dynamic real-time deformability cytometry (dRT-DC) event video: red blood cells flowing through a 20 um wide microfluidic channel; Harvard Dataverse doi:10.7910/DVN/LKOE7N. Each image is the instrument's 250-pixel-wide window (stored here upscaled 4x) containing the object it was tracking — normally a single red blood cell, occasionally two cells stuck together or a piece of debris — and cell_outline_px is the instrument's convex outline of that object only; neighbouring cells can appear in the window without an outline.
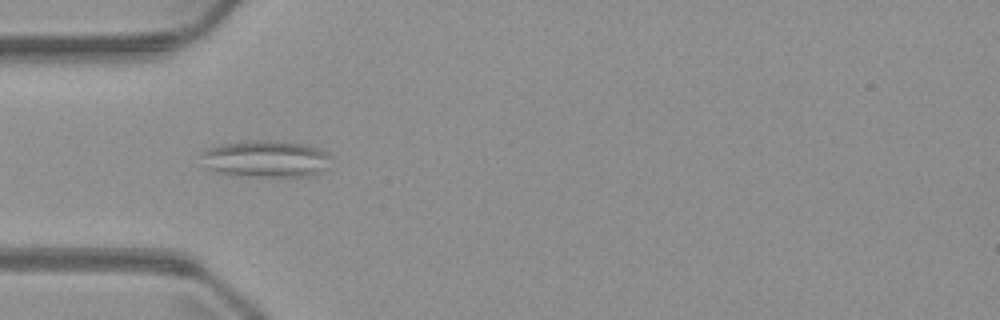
{"species": "common noctule bat (a hibernating species)", "species_latin": "Nyctalus noctula", "temperature_condition": "warm", "stored_images_in_passage": 37, "camera_frame_rate_fps": 3000, "um_per_image_px": 0.085, "animal": {"sex": "male", "body_mass_g": 23.1, "forearm_length_mm": 52.7}, "frame": {"image": 1, "passage_image": 1, "time_ms": 0.0, "image_size_px": [1000, 320], "cell_outline_px": [[328, 156], [316, 172], [308, 176], [256, 176], [216, 172], [208, 168], [200, 152], [208, 148], [224, 144], [256, 140], [272, 140], [308, 144], [320, 148], [328, 152]], "centroid_in_image_um": [22.54, 13.47], "position_along_channel_um": 62.5, "area_um2": 26.93}}
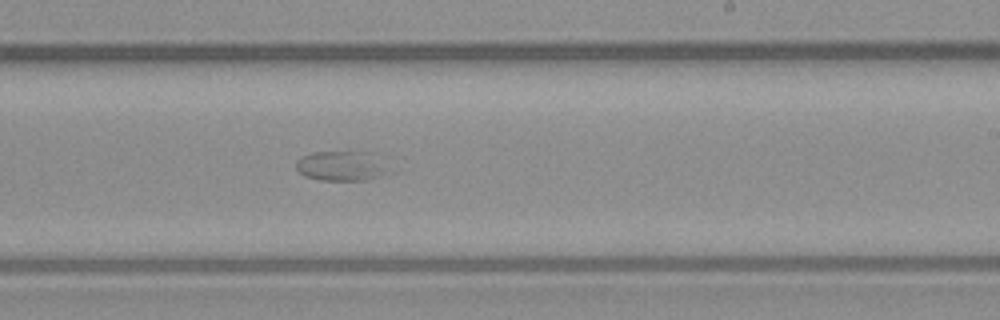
{"frame": {"image": 2, "passage_image": 16, "time_ms": 5.0, "image_size_px": [1000, 320], "cell_outline_px": [[384, 172], [368, 180], [320, 180], [304, 176], [296, 168], [296, 160], [312, 152], [368, 152], [384, 168]], "centroid_in_image_um": [28.85, 14.11], "position_along_channel_um": 260.2, "area_um2": 15.26}}
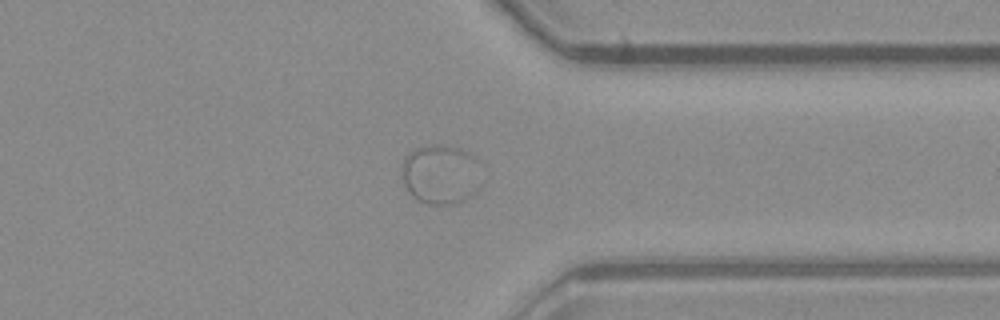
{"frame": {"image": 3, "passage_image": 25, "time_ms": 8.0, "image_size_px": [1000, 320], "cell_outline_px": [[484, 164], [480, 188], [476, 192], [464, 200], [456, 204], [428, 204], [412, 196], [408, 192], [404, 184], [400, 172], [400, 164], [404, 156], [408, 152], [416, 148], [428, 144], [440, 144], [460, 148], [484, 160]], "centroid_in_image_um": [37.52, 14.78], "position_along_channel_um": 373.9, "area_um2": 29.13}}